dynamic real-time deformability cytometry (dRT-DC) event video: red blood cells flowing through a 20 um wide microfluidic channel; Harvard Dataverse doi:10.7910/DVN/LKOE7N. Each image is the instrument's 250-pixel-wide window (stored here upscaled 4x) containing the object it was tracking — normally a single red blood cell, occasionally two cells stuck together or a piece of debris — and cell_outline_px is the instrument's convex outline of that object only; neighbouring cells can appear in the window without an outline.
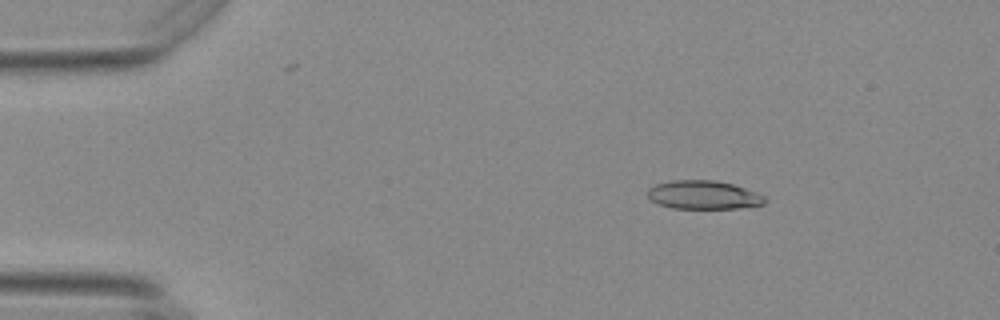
{"species": "Egyptian fruit bat (a non-hibernating species)", "species_latin": "Rousettus aegyptiacus", "temperature_condition": "warm", "stored_images_in_passage": 55, "camera_frame_rate_fps": 3000, "um_per_image_px": 0.085, "animal": {"sex": "female"}, "frame": {"image": 1, "passage_image": 9, "time_ms": 2.667, "image_size_px": [1000, 320], "cell_outline_px": [[768, 200], [764, 204], [736, 208], [672, 208], [660, 204], [652, 200], [648, 196], [648, 188], [656, 184], [668, 180], [716, 180], [732, 184], [756, 192], [764, 196]], "centroid_in_image_um": [59.8, 16.56], "position_along_channel_um": 25.2, "area_um2": 19.42}}
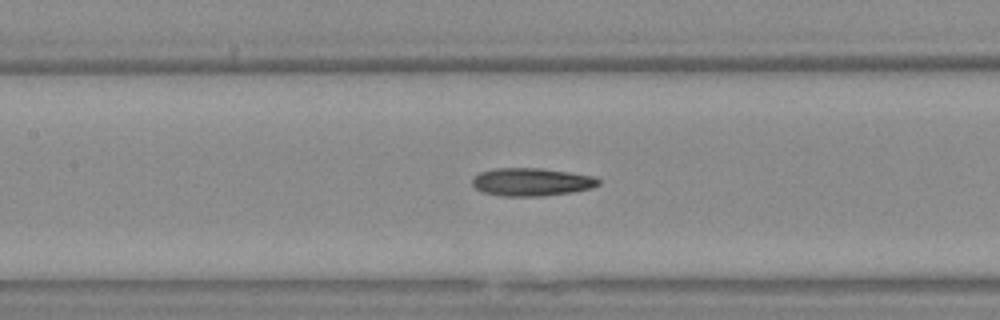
{"frame": {"image": 2, "passage_image": 26, "time_ms": 8.333, "image_size_px": [1000, 320], "cell_outline_px": [[600, 184], [592, 188], [568, 192], [540, 196], [500, 196], [480, 192], [472, 184], [472, 180], [480, 172], [496, 168], [540, 168], [596, 176], [600, 180]], "centroid_in_image_um": [45.17, 15.46], "position_along_channel_um": 162.2, "area_um2": 20.52}}
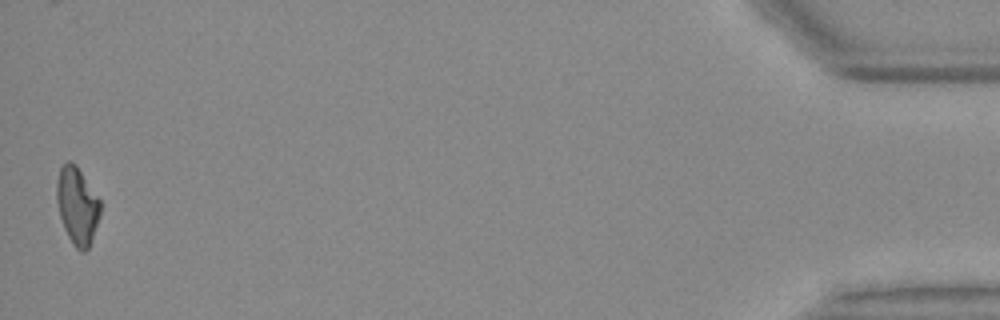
{"frame": {"image": 3, "passage_image": 55, "time_ms": 18.0, "image_size_px": [1000, 320], "cell_outline_px": [[100, 216], [88, 248], [84, 252], [80, 252], [72, 244], [64, 228], [60, 216], [56, 200], [56, 184], [60, 168], [68, 160], [76, 164], [100, 200]], "centroid_in_image_um": [6.55, 17.48], "position_along_channel_um": 428.6, "area_um2": 19.54}, "authors_computed_cell_mechanics": {"area_um2": 19.941, "velocity_mm_per_s": 3.7238, "shape_relaxation_time_tau1_ms": null, "shape_relaxation_time_tau2_ms": 6.6139, "deformation_change_tau1": null, "deformation_change_tau2": 0.1838}}